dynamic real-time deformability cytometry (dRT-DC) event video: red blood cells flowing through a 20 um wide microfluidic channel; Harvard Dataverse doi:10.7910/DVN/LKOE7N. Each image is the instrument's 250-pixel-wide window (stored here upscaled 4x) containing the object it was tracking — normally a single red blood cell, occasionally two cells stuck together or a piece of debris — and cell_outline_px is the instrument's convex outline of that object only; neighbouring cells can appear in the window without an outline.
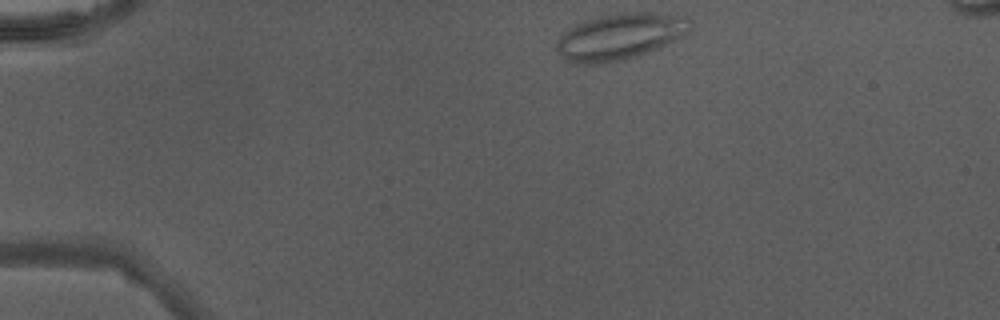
{"species": "Egyptian fruit bat (a non-hibernating species)", "species_latin": "Rousettus aegyptiacus", "temperature_condition": "warm", "stored_images_in_passage": 38, "segment_of_instrument_passage": [1, 2], "camera_frame_rate_fps": 3000, "um_per_image_px": 0.085, "animal": {"sex": "male"}, "frame": {"image": 1, "passage_image": 1, "time_ms": 0.0, "image_size_px": [1000, 320], "cell_outline_px": [[692, 24], [688, 32], [676, 40], [640, 56], [608, 64], [572, 64], [564, 60], [556, 48], [556, 40], [568, 28], [584, 20], [616, 12], [652, 12], [688, 16]], "centroid_in_image_um": [52.69, 3.11], "position_along_channel_um": 32.3, "area_um2": 36.88}}